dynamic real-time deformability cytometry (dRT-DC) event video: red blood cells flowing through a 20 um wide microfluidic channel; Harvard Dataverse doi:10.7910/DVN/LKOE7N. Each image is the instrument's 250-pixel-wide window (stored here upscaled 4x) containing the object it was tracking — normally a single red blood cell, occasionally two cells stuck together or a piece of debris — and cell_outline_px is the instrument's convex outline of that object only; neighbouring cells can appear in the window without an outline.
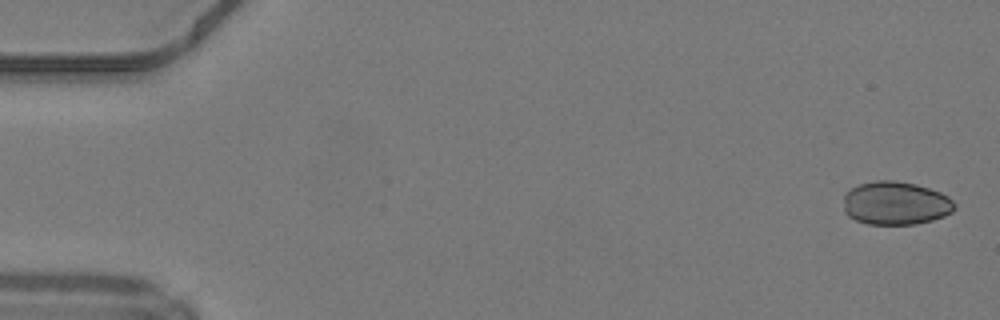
{"species": "common noctule bat (a hibernating species)", "species_latin": "Nyctalus noctula", "temperature_condition": "warm", "stored_images_in_passage": 15, "camera_frame_rate_fps": 3000, "um_per_image_px": 0.085, "animal": {"sex": "male", "body_mass_g": 19.2, "forearm_length_mm": 51.8}, "frame": {"image": 1, "passage_image": 1, "time_ms": 0.0, "image_size_px": [1000, 320], "cell_outline_px": [[956, 208], [952, 212], [944, 216], [932, 220], [916, 224], [868, 224], [856, 220], [848, 216], [844, 212], [844, 196], [852, 188], [860, 184], [876, 180], [896, 180], [916, 184], [940, 192], [948, 196], [956, 204]], "centroid_in_image_um": [76.15, 17.27], "position_along_channel_um": 8.9, "area_um2": 28.15}}
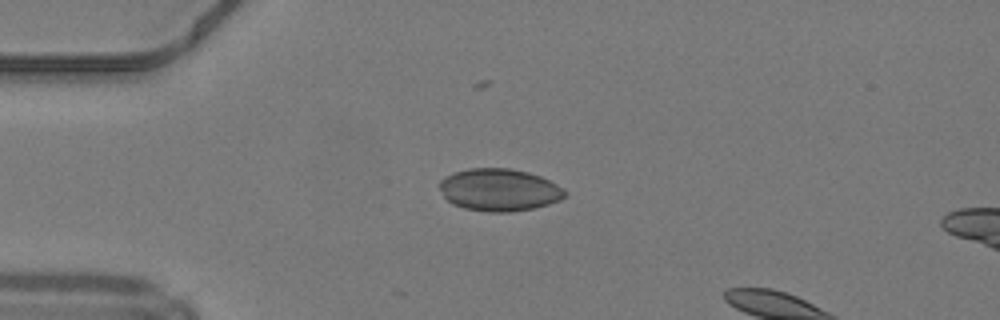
{"frame": {"image": 2, "passage_image": 12, "time_ms": 3.667, "image_size_px": [1000, 320], "cell_outline_px": [[568, 192], [560, 200], [548, 204], [532, 208], [512, 212], [488, 212], [464, 208], [452, 204], [444, 196], [436, 184], [444, 176], [468, 168], [508, 168], [528, 172], [540, 176], [564, 188]], "centroid_in_image_um": [42.4, 16.13], "position_along_channel_um": 42.6, "area_um2": 31.1}}